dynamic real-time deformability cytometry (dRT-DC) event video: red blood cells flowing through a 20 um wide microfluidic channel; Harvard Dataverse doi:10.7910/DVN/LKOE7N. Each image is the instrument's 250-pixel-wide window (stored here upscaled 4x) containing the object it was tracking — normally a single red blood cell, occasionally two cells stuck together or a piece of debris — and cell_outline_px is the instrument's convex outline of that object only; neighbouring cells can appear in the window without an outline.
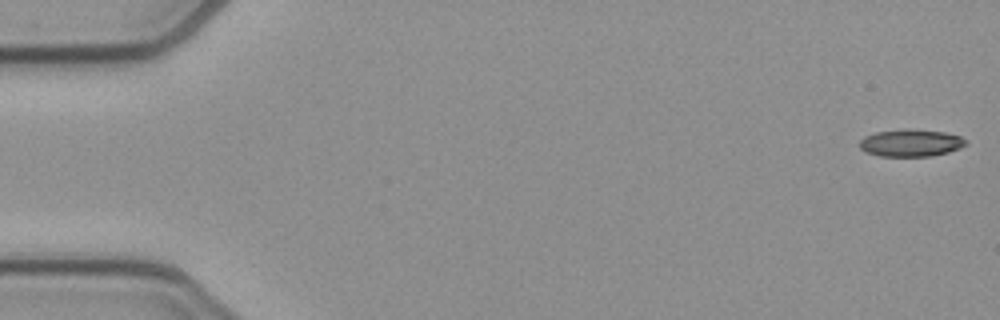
{"species": "common noctule bat (a hibernating species)", "species_latin": "Nyctalus noctula", "temperature_condition": "cold", "stored_images_in_passage": 53, "camera_frame_rate_fps": 3000, "um_per_image_px": 0.085, "animal": {"sex": "female", "body_mass_g": 21.9}, "frame": {"image": 1, "passage_image": 1, "time_ms": 0.0, "image_size_px": [1000, 320], "cell_outline_px": [[968, 144], [960, 148], [948, 152], [932, 156], [880, 156], [864, 152], [860, 148], [860, 140], [864, 136], [876, 132], [904, 128], [944, 132], [960, 136], [968, 140]], "centroid_in_image_um": [77.42, 12.14], "position_along_channel_um": 7.6, "area_um2": 17.05}}
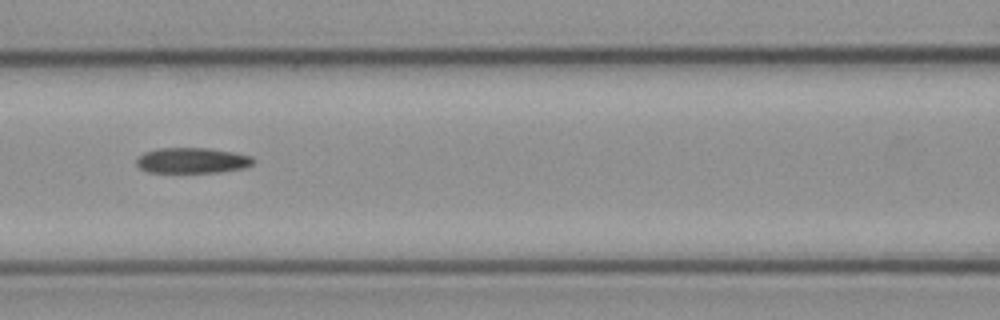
{"frame": {"image": 2, "passage_image": 23, "time_ms": 7.333, "image_size_px": [1000, 320], "cell_outline_px": [[256, 160], [252, 164], [244, 168], [220, 172], [148, 172], [140, 168], [136, 164], [136, 160], [144, 152], [160, 148], [208, 148], [236, 152], [252, 156]], "centroid_in_image_um": [16.37, 13.63], "position_along_channel_um": 150.2, "area_um2": 17.46}}
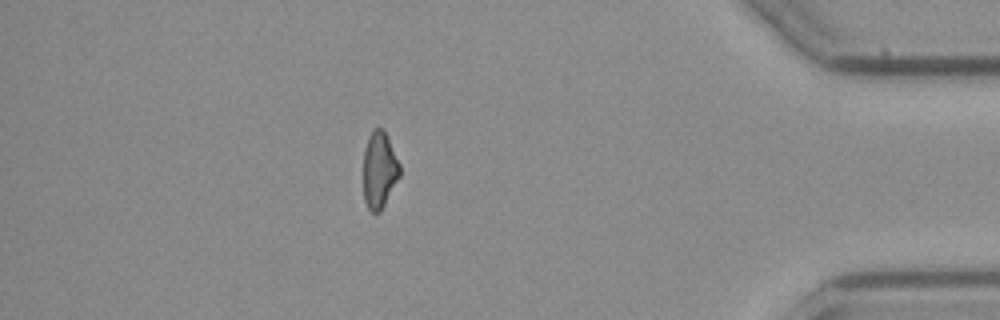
{"frame": {"image": 3, "passage_image": 46, "time_ms": 15.0, "image_size_px": [1000, 320], "cell_outline_px": [[400, 176], [380, 212], [372, 212], [368, 208], [364, 200], [364, 148], [368, 136], [372, 128], [384, 128], [400, 164]], "centroid_in_image_um": [32.25, 14.41], "position_along_channel_um": 403.0, "area_um2": 16.36}, "authors_computed_cell_mechanics": {"area_um2": 17.7446, "velocity_mm_per_s": 3.8853, "shape_relaxation_time_tau1_ms": null, "shape_relaxation_time_tau2_ms": 8.138, "deformation_change_tau1": null, "deformation_change_tau2": 0.1943}}